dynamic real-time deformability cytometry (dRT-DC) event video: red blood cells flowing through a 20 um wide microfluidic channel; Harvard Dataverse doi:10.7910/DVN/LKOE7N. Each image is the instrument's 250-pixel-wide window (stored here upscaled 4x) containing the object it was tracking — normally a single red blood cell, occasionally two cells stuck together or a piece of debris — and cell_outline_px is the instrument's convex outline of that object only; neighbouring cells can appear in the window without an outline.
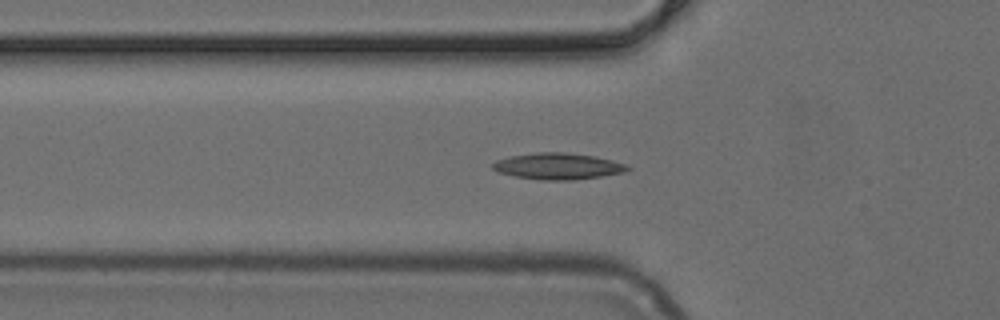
{"species": "common noctule bat (a hibernating species)", "species_latin": "Nyctalus noctula", "temperature_condition": "cold", "stored_images_in_passage": 40, "camera_frame_rate_fps": 3000, "um_per_image_px": 0.085, "animal": {"sex": "female", "body_mass_g": 24.6, "forearm_length_mm": 56.2}, "frame": {"image": 1, "passage_image": 6, "time_ms": 1.667, "image_size_px": [1000, 320], "cell_outline_px": [[632, 168], [624, 172], [600, 176], [572, 180], [540, 180], [516, 176], [500, 172], [492, 168], [492, 164], [496, 160], [512, 156], [536, 152], [564, 152], [596, 156], [628, 164]], "centroid_in_image_um": [47.46, 14.12], "position_along_channel_um": 78.3, "area_um2": 20.63}}
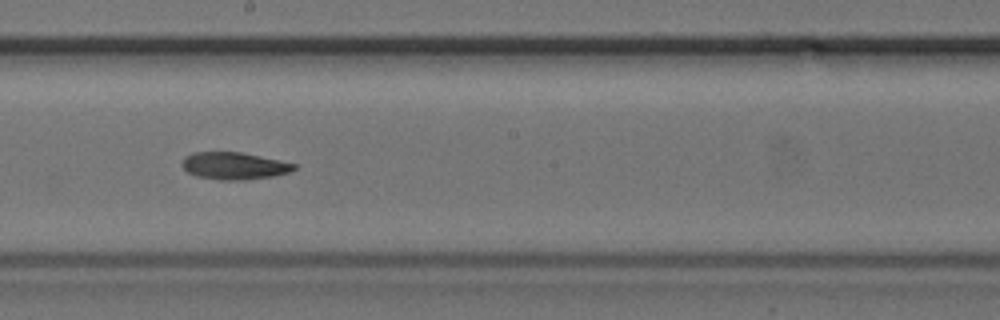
{"frame": {"image": 2, "passage_image": 17, "time_ms": 5.333, "image_size_px": [1000, 320], "cell_outline_px": [[296, 168], [288, 172], [272, 176], [244, 180], [220, 180], [196, 176], [188, 172], [180, 164], [184, 156], [192, 152], [240, 152], [280, 160], [296, 164]], "centroid_in_image_um": [19.86, 14.09], "position_along_channel_um": 228.3, "area_um2": 17.74}}
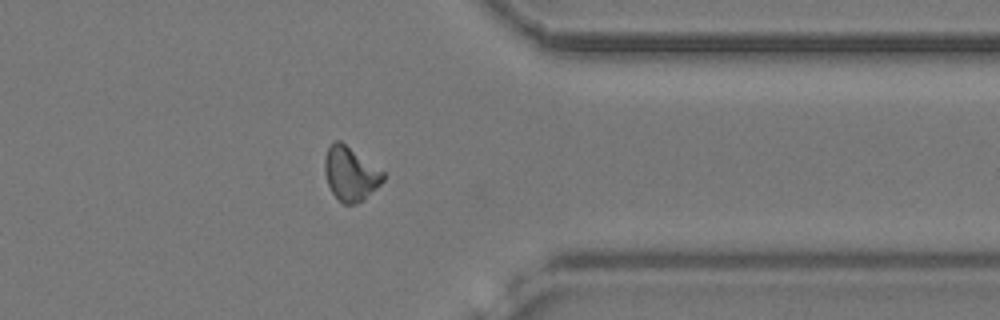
{"frame": {"image": 3, "passage_image": 29, "time_ms": 9.333, "image_size_px": [1000, 320], "cell_outline_px": [[384, 180], [364, 200], [356, 204], [344, 204], [332, 192], [328, 184], [324, 172], [324, 156], [332, 140], [340, 140], [384, 172]], "centroid_in_image_um": [29.77, 14.76], "position_along_channel_um": 381.6, "area_um2": 18.32}}